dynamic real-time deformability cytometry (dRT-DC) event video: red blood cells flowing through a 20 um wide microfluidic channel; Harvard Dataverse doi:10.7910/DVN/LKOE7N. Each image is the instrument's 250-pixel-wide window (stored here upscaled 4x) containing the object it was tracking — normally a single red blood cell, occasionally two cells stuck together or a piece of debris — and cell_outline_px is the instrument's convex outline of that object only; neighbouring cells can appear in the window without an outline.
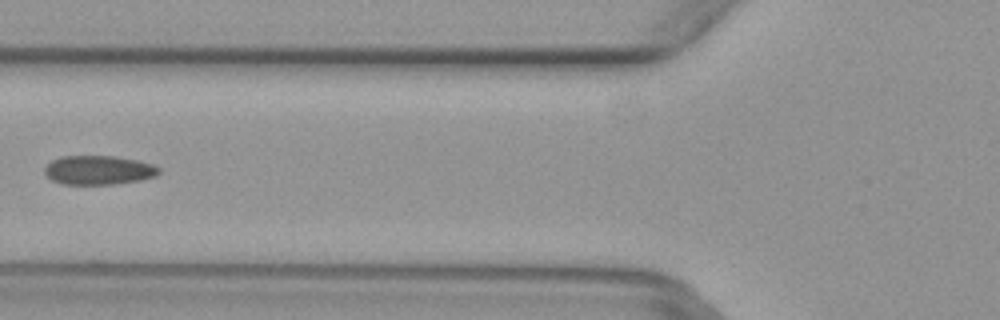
{"species": "common noctule bat (a hibernating species)", "species_latin": "Nyctalus noctula", "temperature_condition": "warm", "stored_images_in_passage": 5, "camera_frame_rate_fps": 3000, "um_per_image_px": 0.085, "animal": {"sex": "female", "body_mass_g": 29.2, "forearm_length_mm": 56.3}, "frame": {"image": 1, "passage_image": 5, "time_ms": 1.333, "image_size_px": [1000, 320], "cell_outline_px": [[160, 172], [156, 176], [140, 180], [112, 184], [60, 184], [52, 180], [44, 172], [44, 168], [52, 160], [60, 156], [116, 156], [136, 160], [152, 164], [160, 168]], "centroid_in_image_um": [8.37, 14.45], "position_along_channel_um": 117.4, "area_um2": 19.36}}